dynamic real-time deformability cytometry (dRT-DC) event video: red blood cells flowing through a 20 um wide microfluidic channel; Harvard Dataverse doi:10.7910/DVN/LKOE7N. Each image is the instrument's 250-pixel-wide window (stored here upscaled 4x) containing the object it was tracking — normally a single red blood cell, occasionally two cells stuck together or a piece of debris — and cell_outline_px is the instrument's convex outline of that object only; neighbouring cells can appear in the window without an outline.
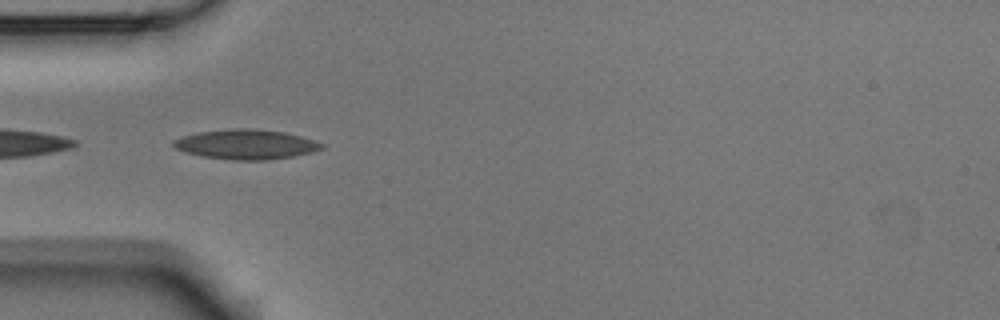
{"species": "Egyptian fruit bat (a non-hibernating species)", "species_latin": "Rousettus aegyptiacus", "temperature_condition": "room temperature", "stored_images_in_passage": 7, "camera_frame_rate_fps": 3000, "um_per_image_px": 0.085, "animal": {"sex": "male"}, "frame": {"image": 1, "passage_image": 4, "time_ms": 1.0, "image_size_px": [1000, 320], "cell_outline_px": [[324, 148], [312, 152], [292, 156], [268, 160], [232, 160], [204, 156], [188, 152], [176, 148], [172, 144], [172, 140], [184, 136], [200, 132], [228, 128], [256, 128], [284, 132], [300, 136], [324, 144]], "centroid_in_image_um": [20.93, 12.26], "position_along_channel_um": 64.1, "area_um2": 25.55}}
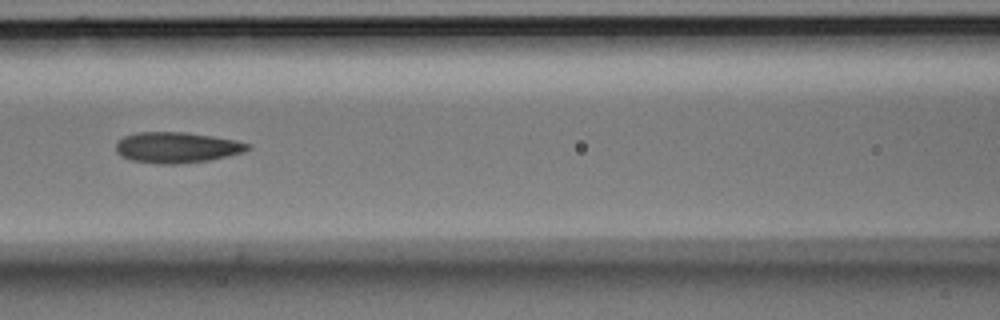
{"frame": {"image": 2, "passage_image": 6, "time_ms": 1.667, "image_size_px": [1000, 320], "cell_outline_px": [[252, 148], [244, 152], [228, 156], [208, 160], [176, 164], [156, 164], [132, 160], [120, 156], [116, 152], [116, 140], [124, 136], [136, 132], [184, 132], [212, 136], [236, 140], [252, 144]], "centroid_in_image_um": [15.02, 12.53], "position_along_channel_um": 151.6, "area_um2": 23.87}}
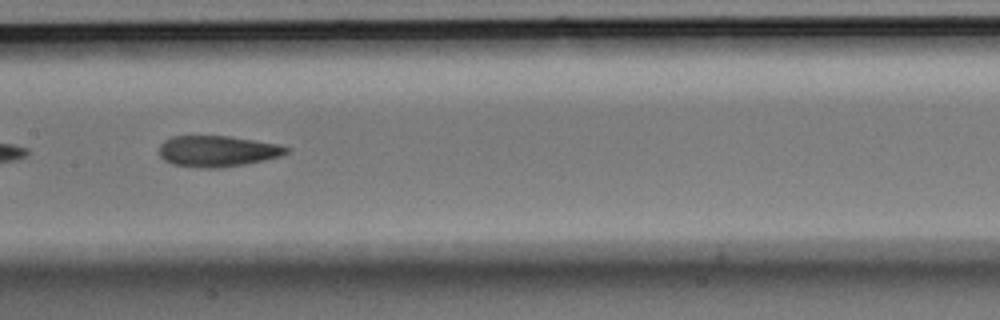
{"frame": {"image": 3, "passage_image": 7, "time_ms": 2.0, "image_size_px": [1000, 320], "cell_outline_px": [[288, 152], [280, 156], [264, 160], [244, 164], [220, 168], [200, 168], [172, 164], [164, 160], [160, 156], [160, 144], [164, 140], [176, 136], [228, 136], [280, 144], [288, 148]], "centroid_in_image_um": [18.47, 12.85], "position_along_channel_um": 188.9, "area_um2": 22.95}}